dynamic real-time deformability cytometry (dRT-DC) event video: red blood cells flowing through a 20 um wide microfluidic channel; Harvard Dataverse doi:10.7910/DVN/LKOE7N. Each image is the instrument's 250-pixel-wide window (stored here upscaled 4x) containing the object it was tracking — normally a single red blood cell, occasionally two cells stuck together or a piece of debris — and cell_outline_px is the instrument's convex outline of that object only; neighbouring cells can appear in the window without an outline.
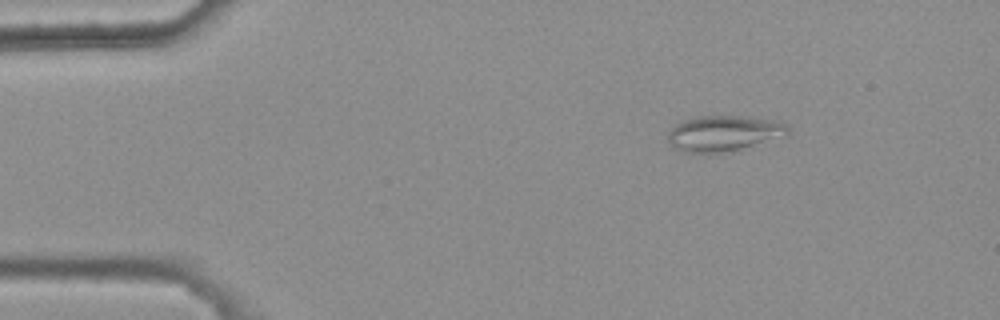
{"species": "common noctule bat (a hibernating species)", "species_latin": "Nyctalus noctula", "temperature_condition": "warm", "stored_images_in_passage": 5, "camera_frame_rate_fps": 3000, "um_per_image_px": 0.085, "animal": {"sex": "female", "body_mass_g": 25.1}, "frame": {"image": 1, "passage_image": 5, "time_ms": 1.333, "image_size_px": [1000, 320], "cell_outline_px": [[788, 136], [740, 148], [720, 152], [684, 152], [676, 148], [668, 140], [668, 132], [676, 124], [684, 120], [696, 116], [744, 116], [776, 120], [784, 124], [788, 128]], "centroid_in_image_um": [61.53, 11.31], "position_along_channel_um": 23.5, "area_um2": 24.57}}